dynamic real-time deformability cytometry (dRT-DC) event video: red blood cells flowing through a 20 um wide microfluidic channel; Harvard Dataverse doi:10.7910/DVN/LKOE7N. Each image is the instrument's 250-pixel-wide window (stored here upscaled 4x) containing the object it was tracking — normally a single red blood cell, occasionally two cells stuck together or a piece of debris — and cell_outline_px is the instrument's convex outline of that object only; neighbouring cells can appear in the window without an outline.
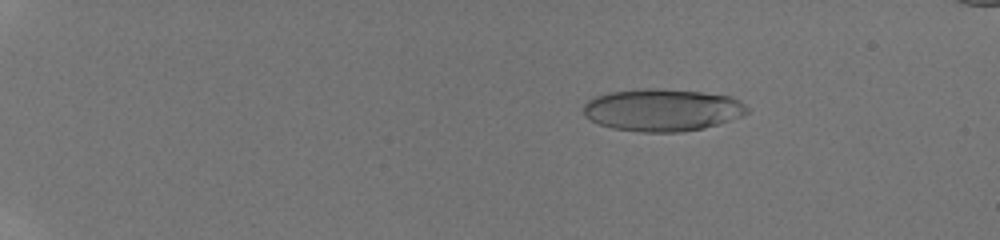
{"species": "human", "species_latin": "Homo sapiens", "temperature_condition": "room temperature", "stored_images_in_passage": 42, "camera_frame_rate_fps": 3000, "um_per_image_px": 0.085, "donor": {"sex": "male"}, "frame": {"image": 1, "passage_image": 8, "time_ms": 3.0, "image_size_px": [1000, 240], "cell_outline_px": [[748, 112], [740, 116], [720, 124], [704, 128], [684, 132], [640, 132], [612, 128], [600, 124], [584, 116], [584, 104], [588, 100], [596, 96], [608, 92], [644, 88], [664, 88], [700, 92], [732, 96], [740, 100], [748, 108]], "centroid_in_image_um": [56.31, 9.34], "position_along_channel_um": 28.7, "area_um2": 40.63}}
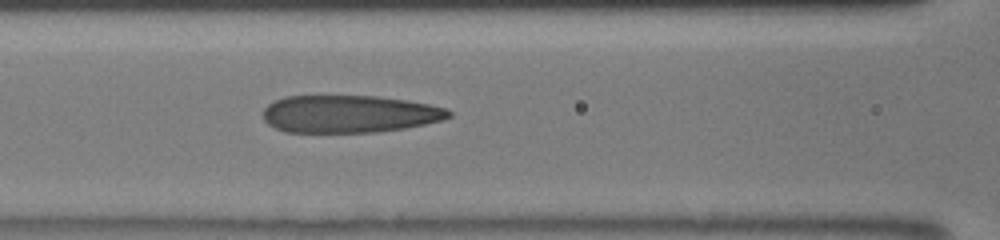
{"frame": {"image": 2, "passage_image": 24, "time_ms": 8.667, "image_size_px": [1000, 240], "cell_outline_px": [[452, 116], [444, 120], [404, 128], [376, 132], [284, 132], [268, 124], [264, 120], [264, 108], [268, 104], [284, 96], [376, 96], [408, 100], [448, 108], [452, 112]], "centroid_in_image_um": [29.72, 9.68], "position_along_channel_um": 136.9, "area_um2": 40.69}}
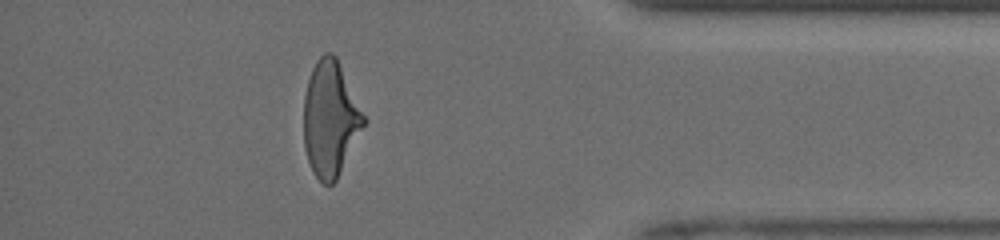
{"frame": {"image": 3, "passage_image": 40, "time_ms": 15.667, "image_size_px": [1000, 240], "cell_outline_px": [[368, 120], [336, 180], [332, 184], [324, 184], [312, 172], [304, 148], [304, 96], [308, 80], [312, 68], [316, 60], [324, 52], [332, 52], [336, 56]], "centroid_in_image_um": [28.09, 10.08], "position_along_channel_um": 407.1, "area_um2": 40.58}, "authors_computed_cell_mechanics": {"area_um2": 40.749, "velocity_mm_per_s": 4.1698, "shape_relaxation_time_tau1_ms": 6.191, "shape_relaxation_time_tau2_ms": 1.1888, "deformation_change_tau1": 0.2342, "deformation_change_tau2": 0.1244}}